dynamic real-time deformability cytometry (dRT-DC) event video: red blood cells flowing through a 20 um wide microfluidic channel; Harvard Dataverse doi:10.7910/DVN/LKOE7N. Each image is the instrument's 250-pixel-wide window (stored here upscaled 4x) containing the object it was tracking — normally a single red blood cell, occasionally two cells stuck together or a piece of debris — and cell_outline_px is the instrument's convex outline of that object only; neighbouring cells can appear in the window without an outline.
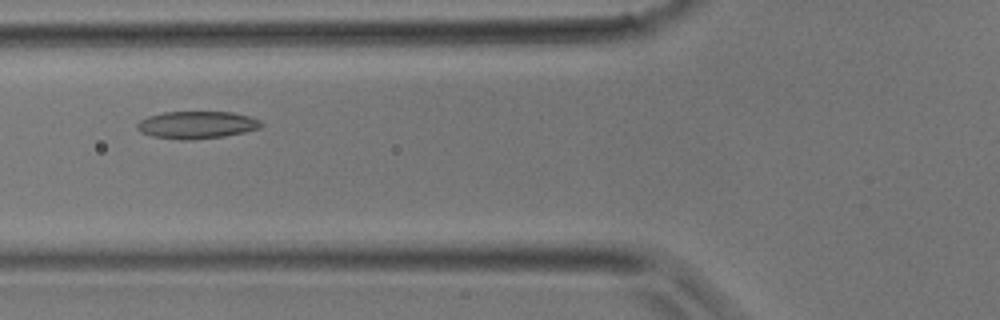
{"species": "common noctule bat (a hibernating species)", "species_latin": "Nyctalus noctula", "temperature_condition": "room temperature", "stored_images_in_passage": 28, "camera_frame_rate_fps": 3000, "um_per_image_px": 0.085, "animal": {"sex": "male", "body_mass_g": 17.9}, "frame": {"image": 1, "passage_image": 6, "time_ms": 1.667, "image_size_px": [1000, 320], "cell_outline_px": [[264, 124], [260, 128], [244, 132], [224, 136], [192, 140], [180, 140], [152, 136], [140, 132], [136, 128], [136, 124], [140, 120], [148, 116], [164, 112], [232, 112], [248, 116], [260, 120]], "centroid_in_image_um": [16.71, 10.62], "position_along_channel_um": 109.1, "area_um2": 19.88}}
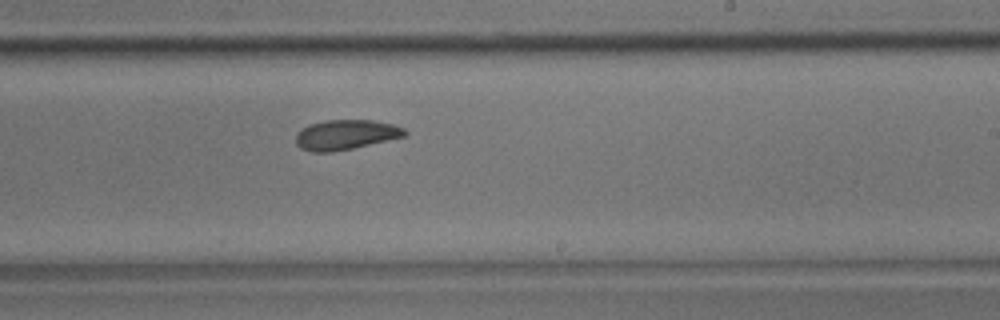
{"frame": {"image": 2, "passage_image": 15, "time_ms": 4.667, "image_size_px": [1000, 320], "cell_outline_px": [[408, 132], [404, 136], [388, 140], [352, 148], [332, 152], [312, 152], [300, 148], [296, 144], [296, 136], [308, 124], [324, 120], [372, 120], [392, 124], [404, 128]], "centroid_in_image_um": [29.38, 11.45], "position_along_channel_um": 259.6, "area_um2": 18.84}}
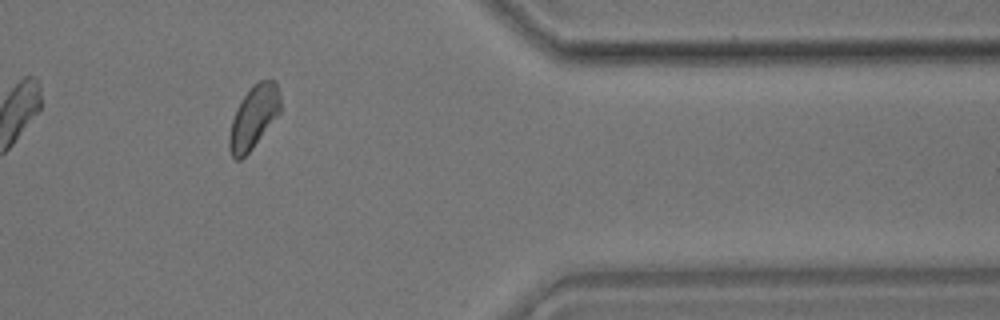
{"frame": {"image": 3, "passage_image": 24, "time_ms": 7.667, "image_size_px": [1000, 320], "cell_outline_px": [[280, 112], [252, 148], [240, 160], [236, 160], [232, 156], [228, 148], [228, 136], [232, 120], [236, 108], [240, 100], [252, 84], [260, 80], [276, 80], [280, 96]], "centroid_in_image_um": [21.54, 9.93], "position_along_channel_um": 389.9, "area_um2": 18.73}}